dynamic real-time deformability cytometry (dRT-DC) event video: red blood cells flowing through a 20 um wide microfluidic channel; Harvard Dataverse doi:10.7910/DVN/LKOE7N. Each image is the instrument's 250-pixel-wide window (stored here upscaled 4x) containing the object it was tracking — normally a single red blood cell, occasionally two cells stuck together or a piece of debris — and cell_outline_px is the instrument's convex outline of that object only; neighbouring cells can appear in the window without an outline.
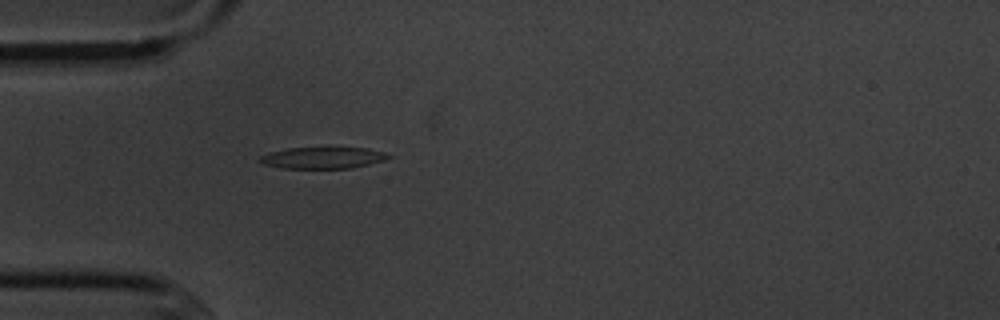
{"species": "common noctule bat (a hibernating species)", "species_latin": "Nyctalus noctula", "temperature_condition": "cold", "stored_images_in_passage": 4, "camera_frame_rate_fps": 3000, "um_per_image_px": 0.085, "animal": {"sex": "male", "body_mass_g": 20.1, "forearm_length_mm": 53.5}, "frame": {"image": 1, "passage_image": 4, "time_ms": 3.333, "image_size_px": [1000, 320], "cell_outline_px": [[392, 156], [384, 160], [352, 168], [284, 168], [264, 164], [256, 160], [260, 156], [268, 152], [288, 148], [324, 144], [328, 144], [368, 148], [384, 152]], "centroid_in_image_um": [27.43, 13.34], "position_along_channel_um": 57.6, "area_um2": 17.22}}